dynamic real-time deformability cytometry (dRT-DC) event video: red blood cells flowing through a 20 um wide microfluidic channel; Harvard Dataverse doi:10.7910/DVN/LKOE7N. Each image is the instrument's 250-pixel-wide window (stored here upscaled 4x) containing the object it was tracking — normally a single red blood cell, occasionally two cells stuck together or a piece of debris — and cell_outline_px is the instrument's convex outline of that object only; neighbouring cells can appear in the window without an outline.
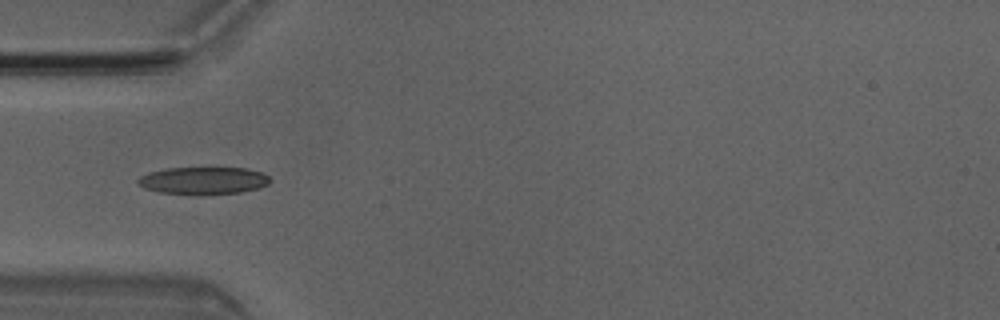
{"species": "Egyptian fruit bat (a non-hibernating species)", "species_latin": "Rousettus aegyptiacus", "temperature_condition": "room temperature", "stored_images_in_passage": 5, "camera_frame_rate_fps": 3000, "um_per_image_px": 0.085, "animal": {"sex": "male"}, "frame": {"image": 1, "passage_image": 3, "time_ms": 0.667, "image_size_px": [1000, 320], "cell_outline_px": [[272, 180], [268, 184], [260, 188], [240, 192], [200, 196], [192, 196], [160, 192], [144, 188], [136, 184], [136, 180], [140, 176], [148, 172], [168, 168], [248, 168], [264, 172]], "centroid_in_image_um": [17.28, 15.37], "position_along_channel_um": 67.7, "area_um2": 21.73}}